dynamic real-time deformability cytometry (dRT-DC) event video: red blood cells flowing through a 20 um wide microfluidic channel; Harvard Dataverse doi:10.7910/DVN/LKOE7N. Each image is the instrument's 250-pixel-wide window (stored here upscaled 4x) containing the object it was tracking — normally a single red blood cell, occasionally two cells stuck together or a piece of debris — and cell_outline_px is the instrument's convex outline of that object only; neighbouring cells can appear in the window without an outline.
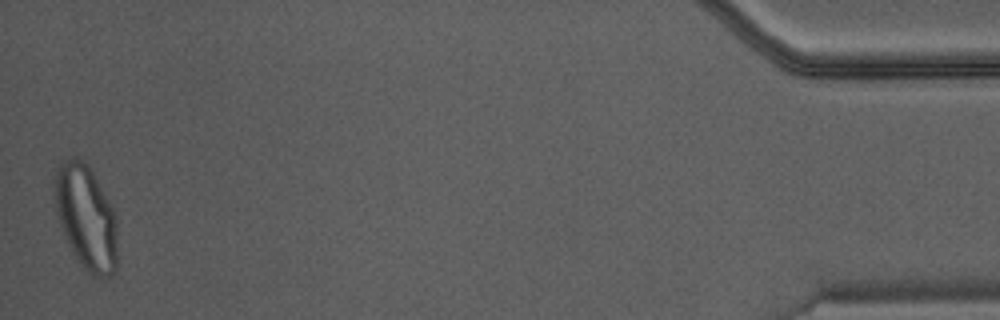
{"species": "Egyptian fruit bat (a non-hibernating species)", "species_latin": "Rousettus aegyptiacus", "temperature_condition": "warm", "stored_images_in_passage": 44, "camera_frame_rate_fps": 3000, "um_per_image_px": 0.085, "animal": {"sex": "male"}, "frame": {"image": 1, "passage_image": 44, "time_ms": 14.333, "image_size_px": [1000, 320], "cell_outline_px": [[116, 268], [112, 276], [92, 276], [84, 268], [72, 252], [64, 236], [56, 212], [56, 172], [60, 164], [64, 160], [76, 156], [84, 160], [88, 164], [112, 208], [116, 216]], "centroid_in_image_um": [7.32, 18.48], "position_along_channel_um": 427.9, "area_um2": 37.63}}